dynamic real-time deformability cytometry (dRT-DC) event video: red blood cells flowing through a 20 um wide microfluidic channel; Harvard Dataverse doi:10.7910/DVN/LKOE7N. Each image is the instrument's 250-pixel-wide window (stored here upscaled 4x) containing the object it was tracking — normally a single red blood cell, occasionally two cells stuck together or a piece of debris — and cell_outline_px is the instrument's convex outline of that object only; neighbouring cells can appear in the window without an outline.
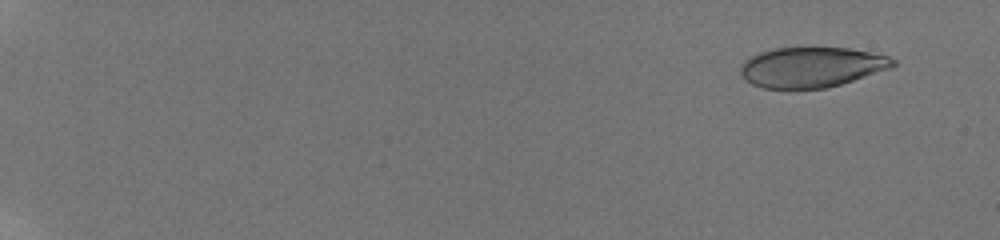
{"species": "human", "species_latin": "Homo sapiens", "temperature_condition": "room temperature", "stored_images_in_passage": 58, "camera_frame_rate_fps": 3000, "um_per_image_px": 0.085, "donor": {"sex": "male"}, "frame": {"image": 1, "passage_image": 5, "time_ms": 1.333, "image_size_px": [1000, 240], "cell_outline_px": [[896, 64], [892, 68], [828, 88], [764, 88], [752, 84], [744, 80], [740, 72], [740, 68], [744, 60], [760, 52], [776, 48], [808, 44], [812, 44], [848, 48], [888, 56], [896, 60]], "centroid_in_image_um": [68.98, 5.66], "position_along_channel_um": 16.0, "area_um2": 36.7}}
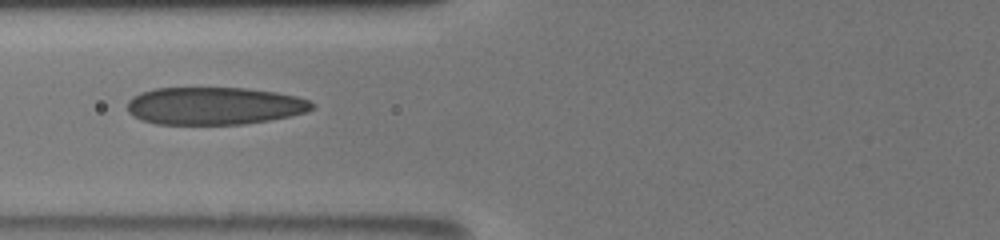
{"frame": {"image": 2, "passage_image": 28, "time_ms": 9.0, "image_size_px": [1000, 240], "cell_outline_px": [[316, 108], [308, 112], [268, 120], [244, 124], [156, 124], [144, 120], [128, 112], [128, 100], [132, 96], [140, 92], [156, 88], [244, 88], [276, 92], [296, 96], [308, 100], [316, 104]], "centroid_in_image_um": [18.24, 8.99], "position_along_channel_um": 107.6, "area_um2": 40.46}}
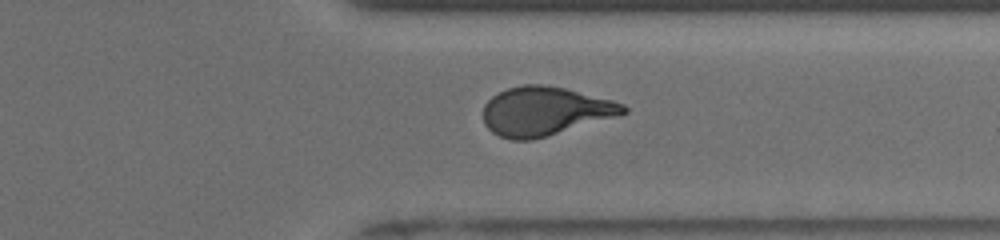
{"frame": {"image": 3, "passage_image": 48, "time_ms": 15.667, "image_size_px": [1000, 240], "cell_outline_px": [[628, 112], [620, 116], [548, 136], [532, 140], [512, 140], [500, 136], [492, 132], [484, 124], [484, 104], [492, 96], [508, 88], [524, 84], [540, 84], [564, 88], [612, 100], [624, 104], [628, 108]], "centroid_in_image_um": [46.34, 9.46], "position_along_channel_um": 365.1, "area_um2": 39.94}, "authors_computed_cell_mechanics": {"area_um2": 39.1884, "velocity_mm_per_s": 3.8681, "shape_relaxation_time_tau1_ms": 5.3954, "shape_relaxation_time_tau2_ms": 1.0662, "deformation_change_tau1": 0.2139, "deformation_change_tau2": 0.0785}}